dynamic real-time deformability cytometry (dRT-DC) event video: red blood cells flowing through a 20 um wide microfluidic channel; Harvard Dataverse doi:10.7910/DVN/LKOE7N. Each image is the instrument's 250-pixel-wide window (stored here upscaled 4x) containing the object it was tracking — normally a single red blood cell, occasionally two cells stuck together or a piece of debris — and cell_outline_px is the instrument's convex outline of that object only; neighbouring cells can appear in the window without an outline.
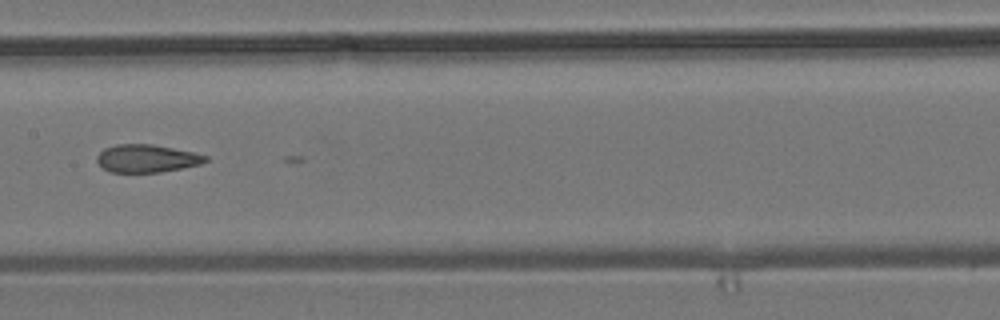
{"species": "common noctule bat (a hibernating species)", "species_latin": "Nyctalus noctula", "temperature_condition": "room temperature", "stored_images_in_passage": 7, "camera_frame_rate_fps": 3000, "um_per_image_px": 0.085, "animal": {"sex": "male", "body_mass_g": 19.2, "forearm_length_mm": 51.8}, "frame": {"image": 1, "passage_image": 6, "time_ms": 7.0, "image_size_px": [1000, 320], "cell_outline_px": [[208, 160], [200, 164], [160, 172], [112, 172], [104, 168], [96, 160], [96, 156], [104, 148], [116, 144], [152, 144], [192, 152], [208, 156]], "centroid_in_image_um": [12.45, 13.46], "position_along_channel_um": 194.9, "area_um2": 17.4}}
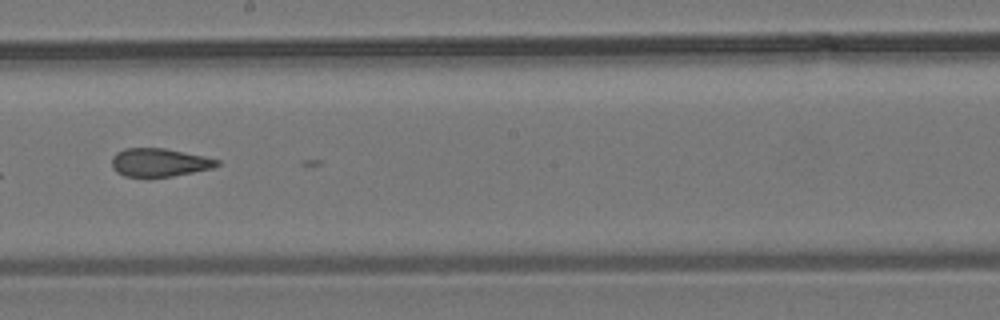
{"frame": {"image": 2, "passage_image": 7, "time_ms": 8.0, "image_size_px": [1000, 320], "cell_outline_px": [[220, 164], [212, 168], [172, 176], [124, 176], [116, 172], [112, 164], [112, 156], [116, 152], [124, 148], [164, 148], [204, 156], [220, 160]], "centroid_in_image_um": [13.53, 13.79], "position_along_channel_um": 234.7, "area_um2": 17.17}}